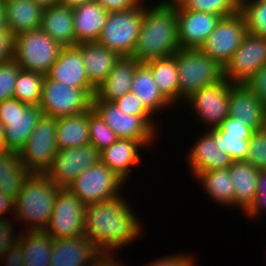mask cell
<instances>
[{"mask_svg": "<svg viewBox=\"0 0 266 266\" xmlns=\"http://www.w3.org/2000/svg\"><path fill=\"white\" fill-rule=\"evenodd\" d=\"M131 209L127 200H123L121 195L109 201L87 205L84 221L85 237L101 253L111 254L115 249L132 243L140 236L142 224Z\"/></svg>", "mask_w": 266, "mask_h": 266, "instance_id": "1", "label": "cell"}, {"mask_svg": "<svg viewBox=\"0 0 266 266\" xmlns=\"http://www.w3.org/2000/svg\"><path fill=\"white\" fill-rule=\"evenodd\" d=\"M180 49L178 17L171 2L143 6V21L132 54L140 63L173 56Z\"/></svg>", "mask_w": 266, "mask_h": 266, "instance_id": "2", "label": "cell"}, {"mask_svg": "<svg viewBox=\"0 0 266 266\" xmlns=\"http://www.w3.org/2000/svg\"><path fill=\"white\" fill-rule=\"evenodd\" d=\"M60 189L45 174L32 173L15 199V220L30 224L26 231H44Z\"/></svg>", "mask_w": 266, "mask_h": 266, "instance_id": "3", "label": "cell"}, {"mask_svg": "<svg viewBox=\"0 0 266 266\" xmlns=\"http://www.w3.org/2000/svg\"><path fill=\"white\" fill-rule=\"evenodd\" d=\"M174 56L179 78V98L182 100L188 99L202 87L224 79V66L200 49L180 48Z\"/></svg>", "mask_w": 266, "mask_h": 266, "instance_id": "4", "label": "cell"}, {"mask_svg": "<svg viewBox=\"0 0 266 266\" xmlns=\"http://www.w3.org/2000/svg\"><path fill=\"white\" fill-rule=\"evenodd\" d=\"M13 59L21 70L46 75L62 46L40 28L14 36Z\"/></svg>", "mask_w": 266, "mask_h": 266, "instance_id": "5", "label": "cell"}, {"mask_svg": "<svg viewBox=\"0 0 266 266\" xmlns=\"http://www.w3.org/2000/svg\"><path fill=\"white\" fill-rule=\"evenodd\" d=\"M143 5L109 12L97 42L121 56H132L143 21Z\"/></svg>", "mask_w": 266, "mask_h": 266, "instance_id": "6", "label": "cell"}, {"mask_svg": "<svg viewBox=\"0 0 266 266\" xmlns=\"http://www.w3.org/2000/svg\"><path fill=\"white\" fill-rule=\"evenodd\" d=\"M92 98L85 89L64 85L45 76L39 108L45 117H67L90 110Z\"/></svg>", "mask_w": 266, "mask_h": 266, "instance_id": "7", "label": "cell"}, {"mask_svg": "<svg viewBox=\"0 0 266 266\" xmlns=\"http://www.w3.org/2000/svg\"><path fill=\"white\" fill-rule=\"evenodd\" d=\"M125 182L101 161L83 171L68 186V190L82 203L89 205L119 197Z\"/></svg>", "mask_w": 266, "mask_h": 266, "instance_id": "8", "label": "cell"}, {"mask_svg": "<svg viewBox=\"0 0 266 266\" xmlns=\"http://www.w3.org/2000/svg\"><path fill=\"white\" fill-rule=\"evenodd\" d=\"M56 118L42 116L18 156L31 173L44 174L58 152Z\"/></svg>", "mask_w": 266, "mask_h": 266, "instance_id": "9", "label": "cell"}, {"mask_svg": "<svg viewBox=\"0 0 266 266\" xmlns=\"http://www.w3.org/2000/svg\"><path fill=\"white\" fill-rule=\"evenodd\" d=\"M43 116L36 105H28L16 98L0 102V120L5 126V149L19 152Z\"/></svg>", "mask_w": 266, "mask_h": 266, "instance_id": "10", "label": "cell"}, {"mask_svg": "<svg viewBox=\"0 0 266 266\" xmlns=\"http://www.w3.org/2000/svg\"><path fill=\"white\" fill-rule=\"evenodd\" d=\"M86 207L67 188H61L52 210V216L44 232L52 239L80 237L84 235Z\"/></svg>", "mask_w": 266, "mask_h": 266, "instance_id": "11", "label": "cell"}, {"mask_svg": "<svg viewBox=\"0 0 266 266\" xmlns=\"http://www.w3.org/2000/svg\"><path fill=\"white\" fill-rule=\"evenodd\" d=\"M92 109L115 132L118 139L154 140L156 124L152 116L125 113L114 102L92 101Z\"/></svg>", "mask_w": 266, "mask_h": 266, "instance_id": "12", "label": "cell"}, {"mask_svg": "<svg viewBox=\"0 0 266 266\" xmlns=\"http://www.w3.org/2000/svg\"><path fill=\"white\" fill-rule=\"evenodd\" d=\"M247 33L244 15L237 10L234 14L221 18L199 49L225 66Z\"/></svg>", "mask_w": 266, "mask_h": 266, "instance_id": "13", "label": "cell"}, {"mask_svg": "<svg viewBox=\"0 0 266 266\" xmlns=\"http://www.w3.org/2000/svg\"><path fill=\"white\" fill-rule=\"evenodd\" d=\"M266 65V38L247 33L224 66V78L232 84H246Z\"/></svg>", "mask_w": 266, "mask_h": 266, "instance_id": "14", "label": "cell"}, {"mask_svg": "<svg viewBox=\"0 0 266 266\" xmlns=\"http://www.w3.org/2000/svg\"><path fill=\"white\" fill-rule=\"evenodd\" d=\"M99 161L100 152L91 143L58 150L44 174L59 188H68L78 175Z\"/></svg>", "mask_w": 266, "mask_h": 266, "instance_id": "15", "label": "cell"}, {"mask_svg": "<svg viewBox=\"0 0 266 266\" xmlns=\"http://www.w3.org/2000/svg\"><path fill=\"white\" fill-rule=\"evenodd\" d=\"M232 83L226 78L206 85L193 93L188 99L190 108L196 112L199 119H203L210 129L217 128L229 116V97Z\"/></svg>", "mask_w": 266, "mask_h": 266, "instance_id": "16", "label": "cell"}, {"mask_svg": "<svg viewBox=\"0 0 266 266\" xmlns=\"http://www.w3.org/2000/svg\"><path fill=\"white\" fill-rule=\"evenodd\" d=\"M178 17V41L182 49H199L214 31L221 16L181 8L175 1Z\"/></svg>", "mask_w": 266, "mask_h": 266, "instance_id": "17", "label": "cell"}, {"mask_svg": "<svg viewBox=\"0 0 266 266\" xmlns=\"http://www.w3.org/2000/svg\"><path fill=\"white\" fill-rule=\"evenodd\" d=\"M45 76L64 85L85 89L92 97L95 95L96 87L89 81L82 61L81 43L62 47Z\"/></svg>", "mask_w": 266, "mask_h": 266, "instance_id": "18", "label": "cell"}, {"mask_svg": "<svg viewBox=\"0 0 266 266\" xmlns=\"http://www.w3.org/2000/svg\"><path fill=\"white\" fill-rule=\"evenodd\" d=\"M229 116L238 118L254 131L266 127V107L245 84H232L229 97Z\"/></svg>", "mask_w": 266, "mask_h": 266, "instance_id": "19", "label": "cell"}, {"mask_svg": "<svg viewBox=\"0 0 266 266\" xmlns=\"http://www.w3.org/2000/svg\"><path fill=\"white\" fill-rule=\"evenodd\" d=\"M100 254L85 235L53 239L50 266H86Z\"/></svg>", "mask_w": 266, "mask_h": 266, "instance_id": "20", "label": "cell"}, {"mask_svg": "<svg viewBox=\"0 0 266 266\" xmlns=\"http://www.w3.org/2000/svg\"><path fill=\"white\" fill-rule=\"evenodd\" d=\"M140 62L132 56H121L106 79L96 87L92 101L113 102L131 92V82Z\"/></svg>", "mask_w": 266, "mask_h": 266, "instance_id": "21", "label": "cell"}, {"mask_svg": "<svg viewBox=\"0 0 266 266\" xmlns=\"http://www.w3.org/2000/svg\"><path fill=\"white\" fill-rule=\"evenodd\" d=\"M151 142L153 141L117 139L109 147L100 151V161L126 182L131 166L138 165L141 160L137 153L139 148L150 145Z\"/></svg>", "mask_w": 266, "mask_h": 266, "instance_id": "22", "label": "cell"}, {"mask_svg": "<svg viewBox=\"0 0 266 266\" xmlns=\"http://www.w3.org/2000/svg\"><path fill=\"white\" fill-rule=\"evenodd\" d=\"M209 130L199 137L187 155L191 172L195 177L208 170L228 168L233 163L225 151L216 147L213 129Z\"/></svg>", "mask_w": 266, "mask_h": 266, "instance_id": "23", "label": "cell"}, {"mask_svg": "<svg viewBox=\"0 0 266 266\" xmlns=\"http://www.w3.org/2000/svg\"><path fill=\"white\" fill-rule=\"evenodd\" d=\"M109 12L95 0L73 8L75 41L97 42Z\"/></svg>", "mask_w": 266, "mask_h": 266, "instance_id": "24", "label": "cell"}, {"mask_svg": "<svg viewBox=\"0 0 266 266\" xmlns=\"http://www.w3.org/2000/svg\"><path fill=\"white\" fill-rule=\"evenodd\" d=\"M40 29L62 47L76 46L73 8L55 5L43 9Z\"/></svg>", "mask_w": 266, "mask_h": 266, "instance_id": "25", "label": "cell"}, {"mask_svg": "<svg viewBox=\"0 0 266 266\" xmlns=\"http://www.w3.org/2000/svg\"><path fill=\"white\" fill-rule=\"evenodd\" d=\"M81 55L89 81L99 86L112 71L120 56L98 42L81 43Z\"/></svg>", "mask_w": 266, "mask_h": 266, "instance_id": "26", "label": "cell"}, {"mask_svg": "<svg viewBox=\"0 0 266 266\" xmlns=\"http://www.w3.org/2000/svg\"><path fill=\"white\" fill-rule=\"evenodd\" d=\"M228 168L234 185V206L246 212L255 200L260 170L246 161H233Z\"/></svg>", "mask_w": 266, "mask_h": 266, "instance_id": "27", "label": "cell"}, {"mask_svg": "<svg viewBox=\"0 0 266 266\" xmlns=\"http://www.w3.org/2000/svg\"><path fill=\"white\" fill-rule=\"evenodd\" d=\"M4 3L13 37L40 28L43 8L33 0H6Z\"/></svg>", "mask_w": 266, "mask_h": 266, "instance_id": "28", "label": "cell"}, {"mask_svg": "<svg viewBox=\"0 0 266 266\" xmlns=\"http://www.w3.org/2000/svg\"><path fill=\"white\" fill-rule=\"evenodd\" d=\"M31 174L17 152L0 150V191L15 200Z\"/></svg>", "mask_w": 266, "mask_h": 266, "instance_id": "29", "label": "cell"}, {"mask_svg": "<svg viewBox=\"0 0 266 266\" xmlns=\"http://www.w3.org/2000/svg\"><path fill=\"white\" fill-rule=\"evenodd\" d=\"M56 143L59 150L90 143L88 111L56 118Z\"/></svg>", "mask_w": 266, "mask_h": 266, "instance_id": "30", "label": "cell"}, {"mask_svg": "<svg viewBox=\"0 0 266 266\" xmlns=\"http://www.w3.org/2000/svg\"><path fill=\"white\" fill-rule=\"evenodd\" d=\"M131 92L153 114L171 105L160 93L155 84L150 68L145 63H139L131 82Z\"/></svg>", "mask_w": 266, "mask_h": 266, "instance_id": "31", "label": "cell"}, {"mask_svg": "<svg viewBox=\"0 0 266 266\" xmlns=\"http://www.w3.org/2000/svg\"><path fill=\"white\" fill-rule=\"evenodd\" d=\"M20 232L24 266H50L53 239L44 231Z\"/></svg>", "mask_w": 266, "mask_h": 266, "instance_id": "32", "label": "cell"}, {"mask_svg": "<svg viewBox=\"0 0 266 266\" xmlns=\"http://www.w3.org/2000/svg\"><path fill=\"white\" fill-rule=\"evenodd\" d=\"M151 70L160 93L171 104L179 99V78L175 56L153 59L145 63Z\"/></svg>", "mask_w": 266, "mask_h": 266, "instance_id": "33", "label": "cell"}, {"mask_svg": "<svg viewBox=\"0 0 266 266\" xmlns=\"http://www.w3.org/2000/svg\"><path fill=\"white\" fill-rule=\"evenodd\" d=\"M198 181H202L203 189L207 191L213 201L219 202L223 206L234 207V185L232 183L229 168L208 170L196 176Z\"/></svg>", "mask_w": 266, "mask_h": 266, "instance_id": "34", "label": "cell"}, {"mask_svg": "<svg viewBox=\"0 0 266 266\" xmlns=\"http://www.w3.org/2000/svg\"><path fill=\"white\" fill-rule=\"evenodd\" d=\"M45 75L19 70L13 97L28 105L39 106L42 96V85Z\"/></svg>", "mask_w": 266, "mask_h": 266, "instance_id": "35", "label": "cell"}, {"mask_svg": "<svg viewBox=\"0 0 266 266\" xmlns=\"http://www.w3.org/2000/svg\"><path fill=\"white\" fill-rule=\"evenodd\" d=\"M183 9L206 12L226 17L234 14L239 7L233 0H175Z\"/></svg>", "mask_w": 266, "mask_h": 266, "instance_id": "36", "label": "cell"}, {"mask_svg": "<svg viewBox=\"0 0 266 266\" xmlns=\"http://www.w3.org/2000/svg\"><path fill=\"white\" fill-rule=\"evenodd\" d=\"M90 143L100 152L114 143L118 137L103 119L91 108L88 110Z\"/></svg>", "mask_w": 266, "mask_h": 266, "instance_id": "37", "label": "cell"}, {"mask_svg": "<svg viewBox=\"0 0 266 266\" xmlns=\"http://www.w3.org/2000/svg\"><path fill=\"white\" fill-rule=\"evenodd\" d=\"M250 137L219 134L213 129V138L216 147L225 151L231 157L232 161H246Z\"/></svg>", "mask_w": 266, "mask_h": 266, "instance_id": "38", "label": "cell"}, {"mask_svg": "<svg viewBox=\"0 0 266 266\" xmlns=\"http://www.w3.org/2000/svg\"><path fill=\"white\" fill-rule=\"evenodd\" d=\"M239 10L246 20L247 31L266 38V2L242 4Z\"/></svg>", "mask_w": 266, "mask_h": 266, "instance_id": "39", "label": "cell"}, {"mask_svg": "<svg viewBox=\"0 0 266 266\" xmlns=\"http://www.w3.org/2000/svg\"><path fill=\"white\" fill-rule=\"evenodd\" d=\"M246 162L260 171H266V127L254 131L250 137Z\"/></svg>", "mask_w": 266, "mask_h": 266, "instance_id": "40", "label": "cell"}, {"mask_svg": "<svg viewBox=\"0 0 266 266\" xmlns=\"http://www.w3.org/2000/svg\"><path fill=\"white\" fill-rule=\"evenodd\" d=\"M20 67L15 60L0 63V102L13 98L15 82Z\"/></svg>", "mask_w": 266, "mask_h": 266, "instance_id": "41", "label": "cell"}, {"mask_svg": "<svg viewBox=\"0 0 266 266\" xmlns=\"http://www.w3.org/2000/svg\"><path fill=\"white\" fill-rule=\"evenodd\" d=\"M113 102L125 113L138 116H153V114L143 105L142 101L132 92L123 95Z\"/></svg>", "mask_w": 266, "mask_h": 266, "instance_id": "42", "label": "cell"}, {"mask_svg": "<svg viewBox=\"0 0 266 266\" xmlns=\"http://www.w3.org/2000/svg\"><path fill=\"white\" fill-rule=\"evenodd\" d=\"M219 134H227L234 136H252L254 130L245 123L238 121L235 117H226L221 125L214 128Z\"/></svg>", "mask_w": 266, "mask_h": 266, "instance_id": "43", "label": "cell"}, {"mask_svg": "<svg viewBox=\"0 0 266 266\" xmlns=\"http://www.w3.org/2000/svg\"><path fill=\"white\" fill-rule=\"evenodd\" d=\"M266 207V171H260L258 174L257 181V194L253 204L250 208L244 212L247 216L254 218L255 216H259L261 211Z\"/></svg>", "mask_w": 266, "mask_h": 266, "instance_id": "44", "label": "cell"}, {"mask_svg": "<svg viewBox=\"0 0 266 266\" xmlns=\"http://www.w3.org/2000/svg\"><path fill=\"white\" fill-rule=\"evenodd\" d=\"M11 219L0 218V258L6 254L14 245L19 242L20 235L13 236L14 231L12 230ZM14 237V238H13Z\"/></svg>", "mask_w": 266, "mask_h": 266, "instance_id": "45", "label": "cell"}, {"mask_svg": "<svg viewBox=\"0 0 266 266\" xmlns=\"http://www.w3.org/2000/svg\"><path fill=\"white\" fill-rule=\"evenodd\" d=\"M245 85L266 107V65L261 67Z\"/></svg>", "mask_w": 266, "mask_h": 266, "instance_id": "46", "label": "cell"}, {"mask_svg": "<svg viewBox=\"0 0 266 266\" xmlns=\"http://www.w3.org/2000/svg\"><path fill=\"white\" fill-rule=\"evenodd\" d=\"M186 255H172V256H165L164 258H159L158 260H155L154 262L151 261L146 266H194L195 260L192 258L193 256H187Z\"/></svg>", "mask_w": 266, "mask_h": 266, "instance_id": "47", "label": "cell"}, {"mask_svg": "<svg viewBox=\"0 0 266 266\" xmlns=\"http://www.w3.org/2000/svg\"><path fill=\"white\" fill-rule=\"evenodd\" d=\"M108 12L124 11L139 6L142 0H95Z\"/></svg>", "mask_w": 266, "mask_h": 266, "instance_id": "48", "label": "cell"}, {"mask_svg": "<svg viewBox=\"0 0 266 266\" xmlns=\"http://www.w3.org/2000/svg\"><path fill=\"white\" fill-rule=\"evenodd\" d=\"M14 37L12 34L0 33V63L13 59Z\"/></svg>", "mask_w": 266, "mask_h": 266, "instance_id": "49", "label": "cell"}, {"mask_svg": "<svg viewBox=\"0 0 266 266\" xmlns=\"http://www.w3.org/2000/svg\"><path fill=\"white\" fill-rule=\"evenodd\" d=\"M2 258L7 260L6 266H24L21 244L18 242Z\"/></svg>", "mask_w": 266, "mask_h": 266, "instance_id": "50", "label": "cell"}, {"mask_svg": "<svg viewBox=\"0 0 266 266\" xmlns=\"http://www.w3.org/2000/svg\"><path fill=\"white\" fill-rule=\"evenodd\" d=\"M113 254L101 253L95 260L86 266H121L117 260H114ZM117 262V263H116Z\"/></svg>", "mask_w": 266, "mask_h": 266, "instance_id": "51", "label": "cell"}, {"mask_svg": "<svg viewBox=\"0 0 266 266\" xmlns=\"http://www.w3.org/2000/svg\"><path fill=\"white\" fill-rule=\"evenodd\" d=\"M14 202L15 200L13 198L0 191V218H2L6 212H9V210L13 209L12 211L14 213Z\"/></svg>", "mask_w": 266, "mask_h": 266, "instance_id": "52", "label": "cell"}, {"mask_svg": "<svg viewBox=\"0 0 266 266\" xmlns=\"http://www.w3.org/2000/svg\"><path fill=\"white\" fill-rule=\"evenodd\" d=\"M0 33L11 34L5 11V3L0 0Z\"/></svg>", "mask_w": 266, "mask_h": 266, "instance_id": "53", "label": "cell"}, {"mask_svg": "<svg viewBox=\"0 0 266 266\" xmlns=\"http://www.w3.org/2000/svg\"><path fill=\"white\" fill-rule=\"evenodd\" d=\"M93 0H60L59 4L62 6H66L69 8H75L77 6H80L84 3L91 2Z\"/></svg>", "mask_w": 266, "mask_h": 266, "instance_id": "54", "label": "cell"}, {"mask_svg": "<svg viewBox=\"0 0 266 266\" xmlns=\"http://www.w3.org/2000/svg\"><path fill=\"white\" fill-rule=\"evenodd\" d=\"M33 1L44 9L47 7L59 5L60 0H33Z\"/></svg>", "mask_w": 266, "mask_h": 266, "instance_id": "55", "label": "cell"}, {"mask_svg": "<svg viewBox=\"0 0 266 266\" xmlns=\"http://www.w3.org/2000/svg\"><path fill=\"white\" fill-rule=\"evenodd\" d=\"M5 149V126L0 120V150Z\"/></svg>", "mask_w": 266, "mask_h": 266, "instance_id": "56", "label": "cell"}, {"mask_svg": "<svg viewBox=\"0 0 266 266\" xmlns=\"http://www.w3.org/2000/svg\"><path fill=\"white\" fill-rule=\"evenodd\" d=\"M266 0H246L243 4H259V3H265Z\"/></svg>", "mask_w": 266, "mask_h": 266, "instance_id": "57", "label": "cell"}, {"mask_svg": "<svg viewBox=\"0 0 266 266\" xmlns=\"http://www.w3.org/2000/svg\"><path fill=\"white\" fill-rule=\"evenodd\" d=\"M246 0H233V2L240 7Z\"/></svg>", "mask_w": 266, "mask_h": 266, "instance_id": "58", "label": "cell"}]
</instances>
